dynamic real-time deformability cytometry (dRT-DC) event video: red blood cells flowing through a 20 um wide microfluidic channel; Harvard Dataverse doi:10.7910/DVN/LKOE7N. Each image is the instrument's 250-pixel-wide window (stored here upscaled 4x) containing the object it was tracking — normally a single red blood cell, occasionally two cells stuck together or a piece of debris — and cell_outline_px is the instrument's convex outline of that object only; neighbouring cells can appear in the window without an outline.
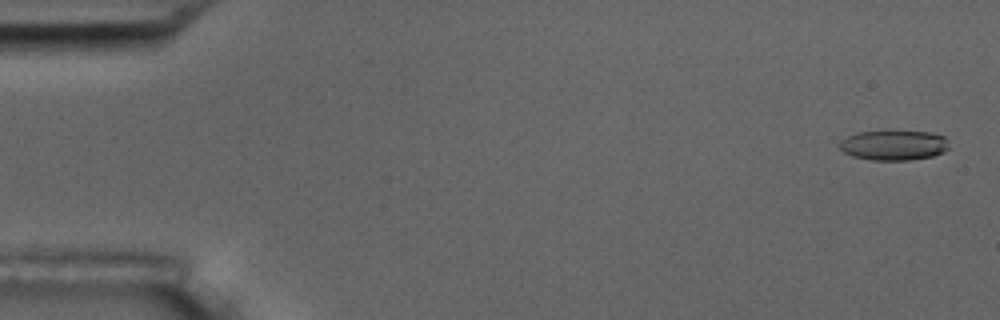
{"species": "common noctule bat (a hibernating species)", "species_latin": "Nyctalus noctula", "temperature_condition": "room temperature", "stored_images_in_passage": 6, "camera_frame_rate_fps": 3000, "um_per_image_px": 0.085, "animal": {"sex": "male", "body_mass_g": 17.5, "forearm_length_mm": 52.3}, "frame": {"image": 1, "passage_image": 1, "time_ms": 0.0, "image_size_px": [1000, 320], "cell_outline_px": [[948, 148], [944, 152], [932, 156], [908, 160], [872, 160], [852, 156], [844, 152], [836, 144], [840, 140], [856, 132], [888, 128], [932, 132], [944, 136], [948, 140]], "centroid_in_image_um": [75.95, 12.28], "position_along_channel_um": 9.1, "area_um2": 20.17}}
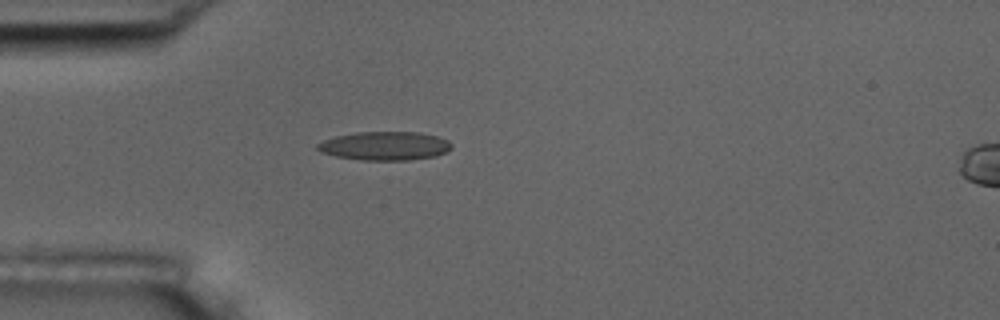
{"frame": {"image": 2, "passage_image": 5, "time_ms": 4.667, "image_size_px": [1000, 320], "cell_outline_px": [[452, 148], [436, 156], [408, 160], [360, 160], [336, 156], [320, 152], [316, 148], [316, 144], [324, 140], [336, 136], [356, 132], [420, 132], [436, 136], [448, 140], [452, 144]], "centroid_in_image_um": [32.7, 12.4], "position_along_channel_um": 52.3, "area_um2": 22.43}}